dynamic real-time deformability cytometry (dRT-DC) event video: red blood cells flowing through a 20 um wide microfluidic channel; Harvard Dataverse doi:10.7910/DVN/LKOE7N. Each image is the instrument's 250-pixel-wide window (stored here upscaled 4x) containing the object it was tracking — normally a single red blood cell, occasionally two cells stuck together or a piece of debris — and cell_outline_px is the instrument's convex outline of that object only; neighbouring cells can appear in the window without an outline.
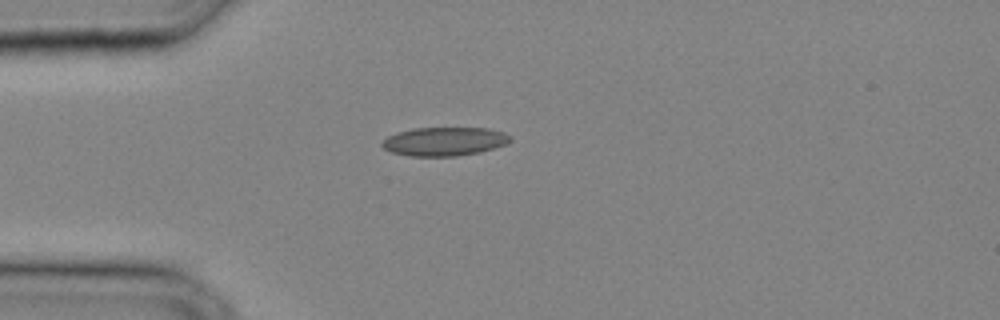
{"species": "common noctule bat (a hibernating species)", "species_latin": "Nyctalus noctula", "temperature_condition": "cold", "stored_images_in_passage": 24, "camera_frame_rate_fps": 3000, "um_per_image_px": 0.085, "animal": {"sex": "male", "body_mass_g": 20.4}, "frame": {"image": 1, "passage_image": 1, "time_ms": 0.0, "image_size_px": [1000, 320], "cell_outline_px": [[512, 140], [504, 144], [480, 152], [456, 156], [412, 156], [392, 152], [384, 148], [380, 144], [388, 136], [396, 132], [412, 128], [488, 128], [504, 132], [512, 136]], "centroid_in_image_um": [37.77, 12.01], "position_along_channel_um": 47.2, "area_um2": 21.39}}
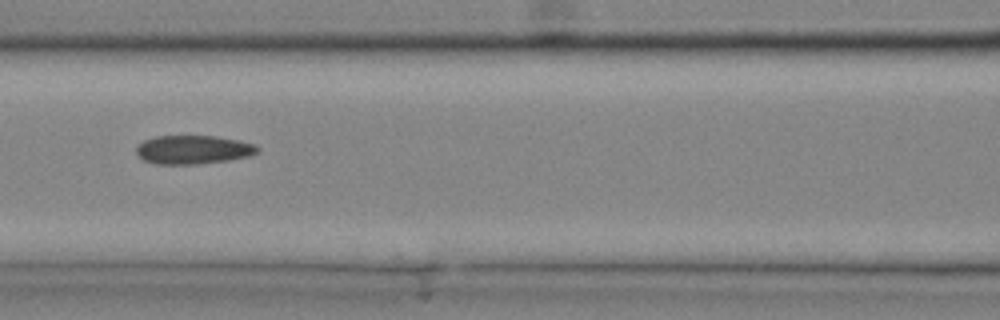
{"frame": {"image": 2, "passage_image": 7, "time_ms": 2.0, "image_size_px": [1000, 320], "cell_outline_px": [[260, 152], [252, 156], [228, 160], [196, 164], [156, 164], [144, 160], [136, 152], [136, 148], [144, 140], [156, 136], [216, 136], [240, 140], [256, 144], [260, 148]], "centroid_in_image_um": [16.49, 12.72], "position_along_channel_um": 150.1, "area_um2": 20.4}}
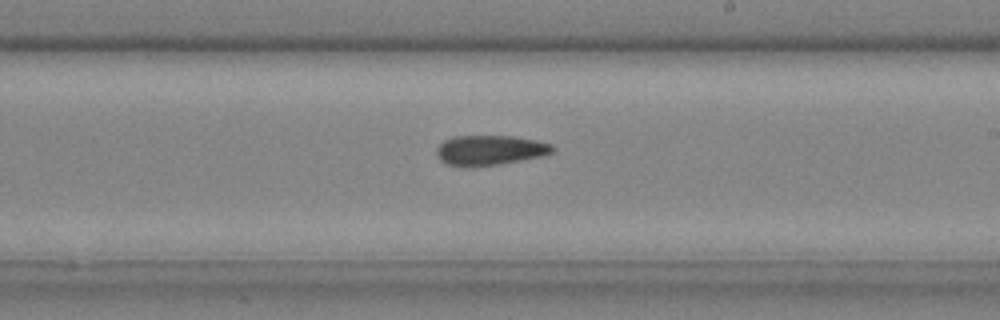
{"frame": {"image": 3, "passage_image": 12, "time_ms": 3.667, "image_size_px": [1000, 320], "cell_outline_px": [[556, 148], [552, 152], [540, 156], [500, 164], [472, 168], [444, 164], [436, 156], [436, 148], [444, 140], [456, 136], [512, 136], [536, 140], [552, 144]], "centroid_in_image_um": [41.59, 12.78], "position_along_channel_um": 247.4, "area_um2": 20.46}}